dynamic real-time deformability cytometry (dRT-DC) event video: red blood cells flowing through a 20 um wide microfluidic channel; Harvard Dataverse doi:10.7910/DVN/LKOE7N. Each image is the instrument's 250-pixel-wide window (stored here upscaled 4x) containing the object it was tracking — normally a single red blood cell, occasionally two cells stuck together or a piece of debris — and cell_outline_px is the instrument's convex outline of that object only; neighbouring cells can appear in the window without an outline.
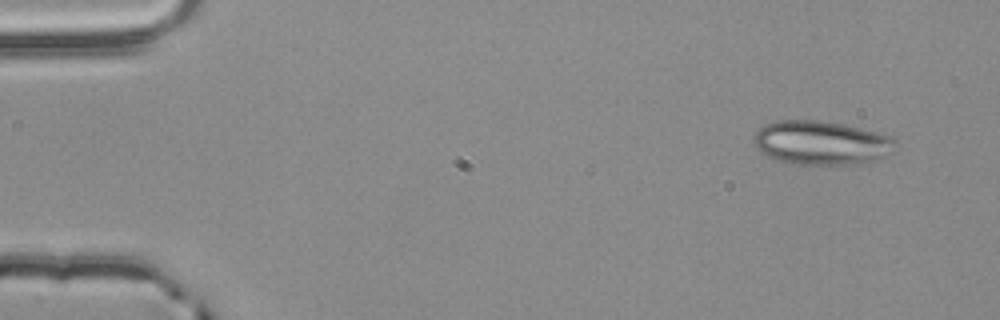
{"species": "common noctule bat (a hibernating species)", "species_latin": "Nyctalus noctula", "temperature_condition": "room temperature", "stored_images_in_passage": 4, "camera_frame_rate_fps": 3000, "um_per_image_px": 0.085, "animal": {"sex": "male", "body_mass_g": 20.4}, "frame": {"image": 1, "passage_image": 1, "time_ms": 0.0, "image_size_px": [1000, 320], "cell_outline_px": [[896, 152], [876, 160], [856, 164], [792, 164], [768, 156], [760, 152], [756, 148], [752, 140], [752, 136], [760, 128], [776, 120], [820, 120], [844, 124], [892, 136], [896, 140]], "centroid_in_image_um": [69.84, 12.14], "position_along_channel_um": 15.2, "area_um2": 36.59}}